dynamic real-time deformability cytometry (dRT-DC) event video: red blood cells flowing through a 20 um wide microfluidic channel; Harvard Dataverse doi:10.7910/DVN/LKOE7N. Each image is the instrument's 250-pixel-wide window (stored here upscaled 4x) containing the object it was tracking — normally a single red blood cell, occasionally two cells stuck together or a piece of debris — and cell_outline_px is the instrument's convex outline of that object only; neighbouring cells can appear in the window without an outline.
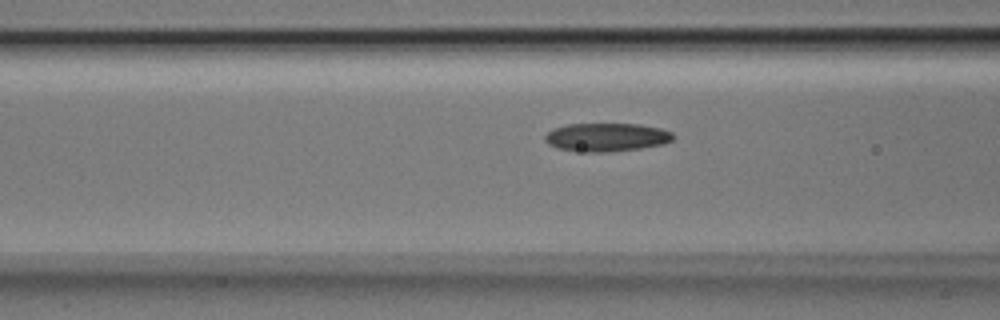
{"species": "Egyptian fruit bat (a non-hibernating species)", "species_latin": "Rousettus aegyptiacus", "temperature_condition": "room temperature", "stored_images_in_passage": 33, "camera_frame_rate_fps": 3000, "um_per_image_px": 0.085, "animal": {"sex": "male"}, "frame": {"image": 1, "passage_image": 4, "time_ms": 1.0, "image_size_px": [1000, 320], "cell_outline_px": [[676, 136], [672, 140], [664, 144], [640, 148], [608, 152], [584, 152], [556, 148], [548, 144], [544, 140], [544, 136], [552, 128], [568, 124], [640, 124], [660, 128], [672, 132]], "centroid_in_image_um": [51.55, 11.66], "position_along_channel_um": 115.1, "area_um2": 21.39}}
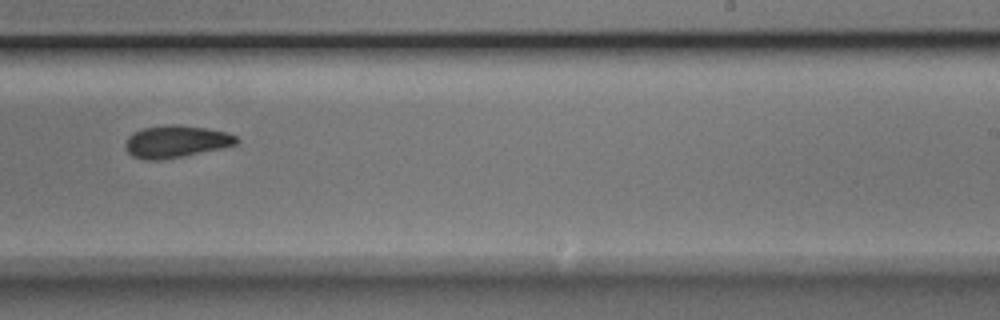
{"frame": {"image": 2, "passage_image": 16, "time_ms": 5.0, "image_size_px": [1000, 320], "cell_outline_px": [[240, 140], [236, 144], [220, 148], [184, 156], [160, 160], [144, 160], [132, 156], [124, 148], [124, 144], [128, 136], [132, 132], [140, 128], [168, 124], [180, 124], [208, 128], [228, 132], [236, 136]], "centroid_in_image_um": [14.92, 12.01], "position_along_channel_um": 274.1, "area_um2": 21.21}}
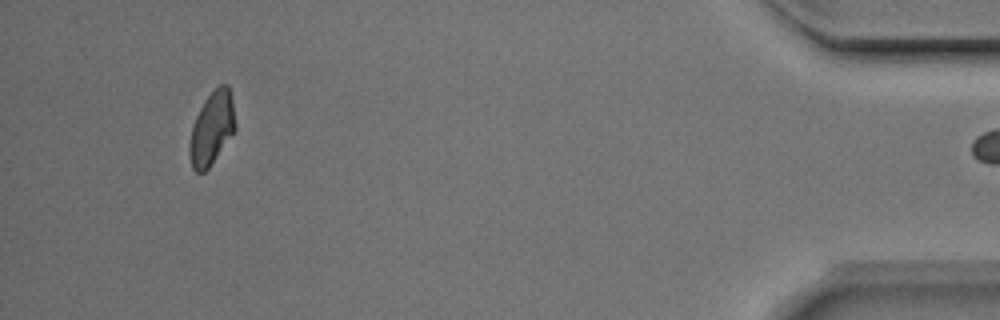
{"frame": {"image": 3, "passage_image": 32, "time_ms": 10.333, "image_size_px": [1000, 320], "cell_outline_px": [[236, 128], [208, 168], [204, 172], [196, 172], [192, 168], [188, 152], [188, 148], [192, 124], [204, 100], [220, 84], [228, 84], [232, 100], [236, 124]], "centroid_in_image_um": [17.98, 10.91], "position_along_channel_um": 417.2, "area_um2": 19.31}}